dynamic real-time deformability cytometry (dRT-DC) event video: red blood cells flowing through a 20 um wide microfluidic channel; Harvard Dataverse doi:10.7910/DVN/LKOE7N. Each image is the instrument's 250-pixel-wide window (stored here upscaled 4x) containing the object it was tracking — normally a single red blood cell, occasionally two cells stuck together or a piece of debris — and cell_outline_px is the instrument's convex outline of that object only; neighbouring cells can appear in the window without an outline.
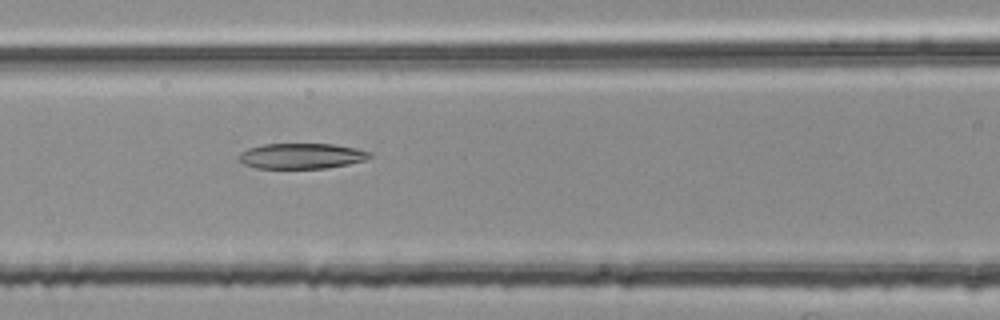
{"species": "common noctule bat (a hibernating species)", "species_latin": "Nyctalus noctula", "temperature_condition": "room temperature", "stored_images_in_passage": 47, "camera_frame_rate_fps": 3000, "um_per_image_px": 0.085, "animal": {"sex": "female", "body_mass_g": 25.1}, "frame": {"image": 1, "passage_image": 15, "time_ms": 4.667, "image_size_px": [1000, 320], "cell_outline_px": [[372, 156], [368, 160], [328, 168], [256, 168], [244, 164], [236, 160], [236, 156], [240, 152], [248, 148], [260, 144], [336, 144], [356, 148], [372, 152]], "centroid_in_image_um": [25.62, 13.25], "position_along_channel_um": 141.0, "area_um2": 19.83}}
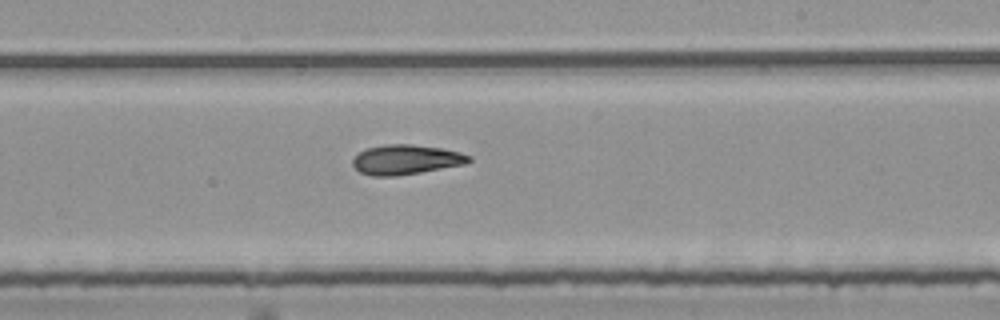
{"frame": {"image": 2, "passage_image": 24, "time_ms": 7.667, "image_size_px": [1000, 320], "cell_outline_px": [[472, 160], [468, 164], [396, 176], [372, 176], [360, 172], [352, 164], [352, 160], [364, 148], [388, 144], [412, 144], [440, 148], [460, 152], [472, 156]], "centroid_in_image_um": [34.53, 13.57], "position_along_channel_um": 254.5, "area_um2": 20.23}}
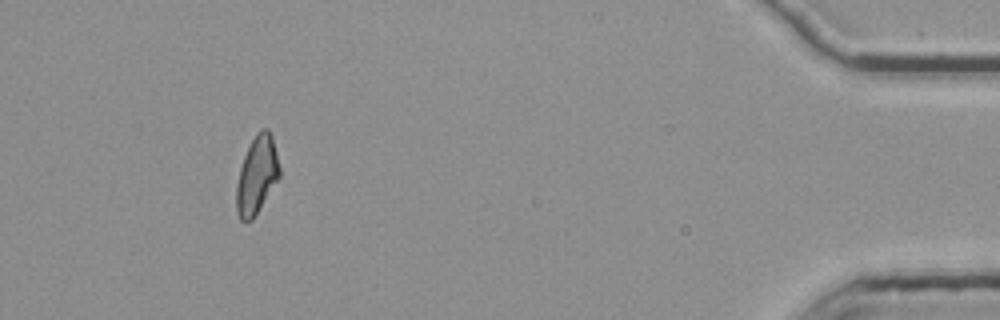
{"frame": {"image": 3, "passage_image": 42, "time_ms": 13.667, "image_size_px": [1000, 320], "cell_outline_px": [[280, 176], [252, 220], [240, 220], [236, 212], [236, 184], [240, 168], [244, 156], [256, 132], [260, 128], [268, 128], [272, 136], [280, 168]], "centroid_in_image_um": [21.82, 14.86], "position_along_channel_um": 413.4, "area_um2": 19.36}, "authors_computed_cell_mechanics": {"area_um2": 19.8254, "velocity_mm_per_s": 3.7955, "shape_relaxation_time_tau1_ms": null, "shape_relaxation_time_tau2_ms": 8.7256, "deformation_change_tau1": null, "deformation_change_tau2": 0.1964}}